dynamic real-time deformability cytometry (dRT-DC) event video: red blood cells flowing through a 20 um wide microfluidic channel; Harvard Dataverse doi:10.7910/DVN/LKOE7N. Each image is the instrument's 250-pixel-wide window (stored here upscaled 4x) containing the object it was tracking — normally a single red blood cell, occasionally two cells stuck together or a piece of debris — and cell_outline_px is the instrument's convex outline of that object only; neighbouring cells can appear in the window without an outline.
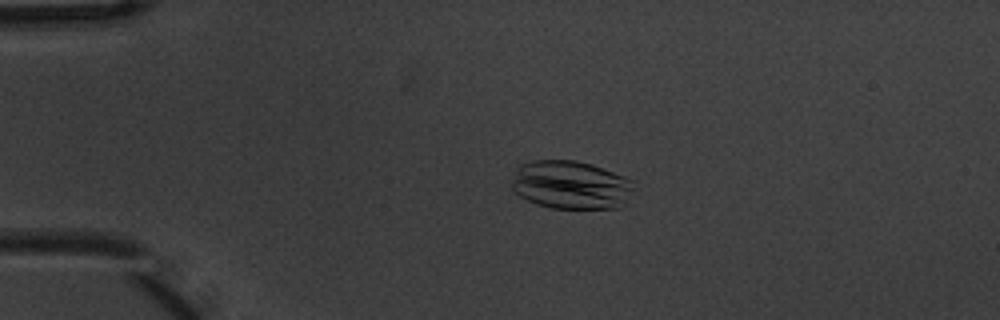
{"species": "common noctule bat (a hibernating species)", "species_latin": "Nyctalus noctula", "temperature_condition": "warm", "stored_images_in_passage": 3, "camera_frame_rate_fps": 3000, "um_per_image_px": 0.085, "animal": {"sex": "male", "body_mass_g": 20.1, "forearm_length_mm": 53.5}, "frame": {"image": 1, "passage_image": 2, "time_ms": 0.333, "image_size_px": [1000, 320], "cell_outline_px": [[636, 180], [624, 204], [620, 208], [552, 208], [536, 204], [512, 192], [512, 180], [520, 164], [532, 160], [576, 160], [592, 164]], "centroid_in_image_um": [48.52, 15.71], "position_along_channel_um": 36.5, "area_um2": 34.68}}